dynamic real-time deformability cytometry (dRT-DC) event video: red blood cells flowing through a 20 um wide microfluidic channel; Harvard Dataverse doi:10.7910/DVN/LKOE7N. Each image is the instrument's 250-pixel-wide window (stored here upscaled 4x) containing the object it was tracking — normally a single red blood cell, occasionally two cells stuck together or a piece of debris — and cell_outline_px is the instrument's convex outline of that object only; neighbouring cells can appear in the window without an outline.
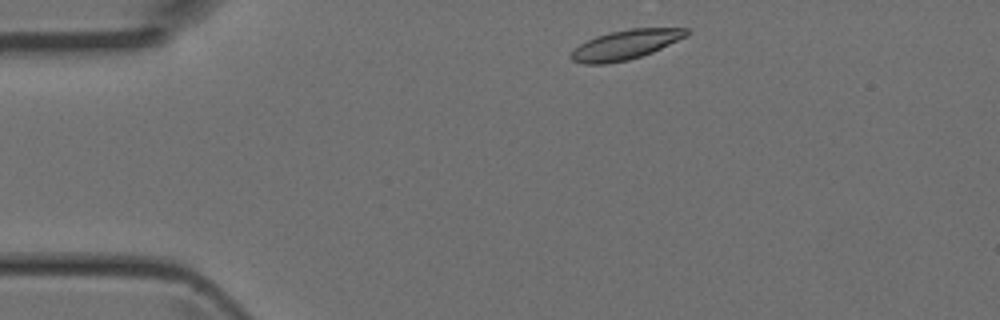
{"species": "Egyptian fruit bat (a non-hibernating species)", "species_latin": "Rousettus aegyptiacus", "temperature_condition": "room temperature", "stored_images_in_passage": 2, "camera_frame_rate_fps": 3000, "um_per_image_px": 0.085, "animal": {"sex": "female"}, "frame": {"image": 1, "passage_image": 1, "time_ms": 0.0, "image_size_px": [1000, 320], "cell_outline_px": [[688, 36], [652, 52], [628, 60], [608, 64], [584, 64], [572, 60], [568, 56], [580, 44], [596, 36], [608, 32], [632, 28], [688, 28]], "centroid_in_image_um": [53.16, 3.8], "position_along_channel_um": 31.8, "area_um2": 19.83}}